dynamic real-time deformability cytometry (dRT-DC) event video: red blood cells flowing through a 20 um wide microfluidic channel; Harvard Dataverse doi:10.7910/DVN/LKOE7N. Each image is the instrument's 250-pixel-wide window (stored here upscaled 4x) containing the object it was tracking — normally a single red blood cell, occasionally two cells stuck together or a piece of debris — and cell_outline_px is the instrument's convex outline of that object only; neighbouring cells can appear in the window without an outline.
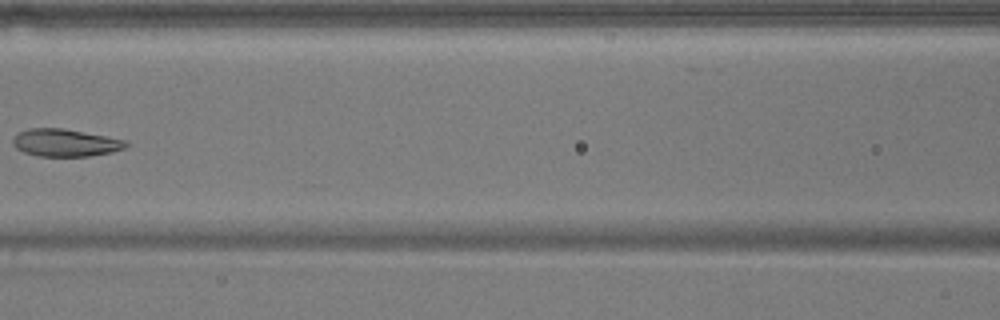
{"species": "common noctule bat (a hibernating species)", "species_latin": "Nyctalus noctula", "temperature_condition": "warm", "stored_images_in_passage": 6, "camera_frame_rate_fps": 3000, "um_per_image_px": 0.085, "animal": {"sex": "male", "body_mass_g": 17.9}, "frame": {"image": 1, "passage_image": 6, "time_ms": 6.0, "image_size_px": [1000, 320], "cell_outline_px": [[128, 144], [124, 148], [112, 152], [88, 156], [40, 156], [24, 152], [16, 148], [12, 144], [12, 140], [20, 132], [28, 128], [64, 128], [128, 140]], "centroid_in_image_um": [5.57, 12.13], "position_along_channel_um": 161.0, "area_um2": 18.09}}